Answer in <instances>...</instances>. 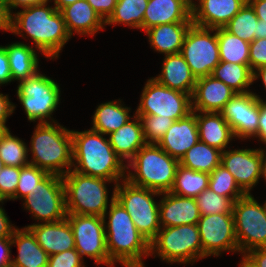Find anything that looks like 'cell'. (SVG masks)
Segmentation results:
<instances>
[{
	"label": "cell",
	"mask_w": 266,
	"mask_h": 267,
	"mask_svg": "<svg viewBox=\"0 0 266 267\" xmlns=\"http://www.w3.org/2000/svg\"><path fill=\"white\" fill-rule=\"evenodd\" d=\"M193 23H169L145 31L151 47L164 55L181 53L187 30Z\"/></svg>",
	"instance_id": "obj_29"
},
{
	"label": "cell",
	"mask_w": 266,
	"mask_h": 267,
	"mask_svg": "<svg viewBox=\"0 0 266 267\" xmlns=\"http://www.w3.org/2000/svg\"><path fill=\"white\" fill-rule=\"evenodd\" d=\"M26 143L13 136L9 128L0 139V157L4 166L24 167L29 164Z\"/></svg>",
	"instance_id": "obj_38"
},
{
	"label": "cell",
	"mask_w": 266,
	"mask_h": 267,
	"mask_svg": "<svg viewBox=\"0 0 266 267\" xmlns=\"http://www.w3.org/2000/svg\"><path fill=\"white\" fill-rule=\"evenodd\" d=\"M71 135L73 171L111 180L115 185L120 179H126L125 172L129 167L115 153L109 139L103 138L104 134L90 129L71 130Z\"/></svg>",
	"instance_id": "obj_3"
},
{
	"label": "cell",
	"mask_w": 266,
	"mask_h": 267,
	"mask_svg": "<svg viewBox=\"0 0 266 267\" xmlns=\"http://www.w3.org/2000/svg\"><path fill=\"white\" fill-rule=\"evenodd\" d=\"M220 61L249 65L250 43L228 32L224 27L217 28Z\"/></svg>",
	"instance_id": "obj_35"
},
{
	"label": "cell",
	"mask_w": 266,
	"mask_h": 267,
	"mask_svg": "<svg viewBox=\"0 0 266 267\" xmlns=\"http://www.w3.org/2000/svg\"><path fill=\"white\" fill-rule=\"evenodd\" d=\"M3 167H4V164H3L2 159L0 157V172H1V170H2Z\"/></svg>",
	"instance_id": "obj_62"
},
{
	"label": "cell",
	"mask_w": 266,
	"mask_h": 267,
	"mask_svg": "<svg viewBox=\"0 0 266 267\" xmlns=\"http://www.w3.org/2000/svg\"><path fill=\"white\" fill-rule=\"evenodd\" d=\"M257 18L254 9L247 2L225 25V29L249 43L257 39Z\"/></svg>",
	"instance_id": "obj_37"
},
{
	"label": "cell",
	"mask_w": 266,
	"mask_h": 267,
	"mask_svg": "<svg viewBox=\"0 0 266 267\" xmlns=\"http://www.w3.org/2000/svg\"><path fill=\"white\" fill-rule=\"evenodd\" d=\"M266 38V25L260 23V20L257 23V39Z\"/></svg>",
	"instance_id": "obj_59"
},
{
	"label": "cell",
	"mask_w": 266,
	"mask_h": 267,
	"mask_svg": "<svg viewBox=\"0 0 266 267\" xmlns=\"http://www.w3.org/2000/svg\"><path fill=\"white\" fill-rule=\"evenodd\" d=\"M77 1L78 0H54V7L56 8V10L61 11L66 6L71 5Z\"/></svg>",
	"instance_id": "obj_57"
},
{
	"label": "cell",
	"mask_w": 266,
	"mask_h": 267,
	"mask_svg": "<svg viewBox=\"0 0 266 267\" xmlns=\"http://www.w3.org/2000/svg\"><path fill=\"white\" fill-rule=\"evenodd\" d=\"M120 182L122 183L115 185V199L125 208L137 230L150 243L161 229L159 204L152 196L161 193L135 186L126 179Z\"/></svg>",
	"instance_id": "obj_7"
},
{
	"label": "cell",
	"mask_w": 266,
	"mask_h": 267,
	"mask_svg": "<svg viewBox=\"0 0 266 267\" xmlns=\"http://www.w3.org/2000/svg\"><path fill=\"white\" fill-rule=\"evenodd\" d=\"M240 267H251L249 264H247L243 259L240 263Z\"/></svg>",
	"instance_id": "obj_61"
},
{
	"label": "cell",
	"mask_w": 266,
	"mask_h": 267,
	"mask_svg": "<svg viewBox=\"0 0 266 267\" xmlns=\"http://www.w3.org/2000/svg\"><path fill=\"white\" fill-rule=\"evenodd\" d=\"M261 159V177L263 176L266 180V151L259 149Z\"/></svg>",
	"instance_id": "obj_58"
},
{
	"label": "cell",
	"mask_w": 266,
	"mask_h": 267,
	"mask_svg": "<svg viewBox=\"0 0 266 267\" xmlns=\"http://www.w3.org/2000/svg\"><path fill=\"white\" fill-rule=\"evenodd\" d=\"M148 0H118L105 25L123 24L143 30V17Z\"/></svg>",
	"instance_id": "obj_36"
},
{
	"label": "cell",
	"mask_w": 266,
	"mask_h": 267,
	"mask_svg": "<svg viewBox=\"0 0 266 267\" xmlns=\"http://www.w3.org/2000/svg\"><path fill=\"white\" fill-rule=\"evenodd\" d=\"M195 200L202 216L232 213L233 201L228 197L215 193L209 188L202 191Z\"/></svg>",
	"instance_id": "obj_40"
},
{
	"label": "cell",
	"mask_w": 266,
	"mask_h": 267,
	"mask_svg": "<svg viewBox=\"0 0 266 267\" xmlns=\"http://www.w3.org/2000/svg\"><path fill=\"white\" fill-rule=\"evenodd\" d=\"M12 244L18 247L17 258L11 261L13 267H47L49 255L37 243L32 231L26 226L15 228L11 237Z\"/></svg>",
	"instance_id": "obj_27"
},
{
	"label": "cell",
	"mask_w": 266,
	"mask_h": 267,
	"mask_svg": "<svg viewBox=\"0 0 266 267\" xmlns=\"http://www.w3.org/2000/svg\"><path fill=\"white\" fill-rule=\"evenodd\" d=\"M4 201H5L4 198L0 194V203H3Z\"/></svg>",
	"instance_id": "obj_63"
},
{
	"label": "cell",
	"mask_w": 266,
	"mask_h": 267,
	"mask_svg": "<svg viewBox=\"0 0 266 267\" xmlns=\"http://www.w3.org/2000/svg\"><path fill=\"white\" fill-rule=\"evenodd\" d=\"M237 93L212 75L197 78L192 100L193 112H220Z\"/></svg>",
	"instance_id": "obj_18"
},
{
	"label": "cell",
	"mask_w": 266,
	"mask_h": 267,
	"mask_svg": "<svg viewBox=\"0 0 266 267\" xmlns=\"http://www.w3.org/2000/svg\"><path fill=\"white\" fill-rule=\"evenodd\" d=\"M96 13L106 21L113 13L118 0H87Z\"/></svg>",
	"instance_id": "obj_46"
},
{
	"label": "cell",
	"mask_w": 266,
	"mask_h": 267,
	"mask_svg": "<svg viewBox=\"0 0 266 267\" xmlns=\"http://www.w3.org/2000/svg\"><path fill=\"white\" fill-rule=\"evenodd\" d=\"M249 65L252 72L266 66V38L256 39L250 43Z\"/></svg>",
	"instance_id": "obj_45"
},
{
	"label": "cell",
	"mask_w": 266,
	"mask_h": 267,
	"mask_svg": "<svg viewBox=\"0 0 266 267\" xmlns=\"http://www.w3.org/2000/svg\"><path fill=\"white\" fill-rule=\"evenodd\" d=\"M154 79L168 88L191 96L197 80L181 53L165 55L161 74Z\"/></svg>",
	"instance_id": "obj_25"
},
{
	"label": "cell",
	"mask_w": 266,
	"mask_h": 267,
	"mask_svg": "<svg viewBox=\"0 0 266 267\" xmlns=\"http://www.w3.org/2000/svg\"><path fill=\"white\" fill-rule=\"evenodd\" d=\"M155 252L167 263L187 264L202 259L198 225L161 227L156 237L150 242V256Z\"/></svg>",
	"instance_id": "obj_8"
},
{
	"label": "cell",
	"mask_w": 266,
	"mask_h": 267,
	"mask_svg": "<svg viewBox=\"0 0 266 267\" xmlns=\"http://www.w3.org/2000/svg\"><path fill=\"white\" fill-rule=\"evenodd\" d=\"M9 58L11 76L14 80H24L37 73L38 56L32 46L16 42L5 46Z\"/></svg>",
	"instance_id": "obj_30"
},
{
	"label": "cell",
	"mask_w": 266,
	"mask_h": 267,
	"mask_svg": "<svg viewBox=\"0 0 266 267\" xmlns=\"http://www.w3.org/2000/svg\"><path fill=\"white\" fill-rule=\"evenodd\" d=\"M208 188L219 195L230 198L233 202L246 195L238 186L233 175L222 164L209 174Z\"/></svg>",
	"instance_id": "obj_39"
},
{
	"label": "cell",
	"mask_w": 266,
	"mask_h": 267,
	"mask_svg": "<svg viewBox=\"0 0 266 267\" xmlns=\"http://www.w3.org/2000/svg\"><path fill=\"white\" fill-rule=\"evenodd\" d=\"M219 149L209 146L200 140L192 146L179 161V164L200 172L211 173L221 164Z\"/></svg>",
	"instance_id": "obj_33"
},
{
	"label": "cell",
	"mask_w": 266,
	"mask_h": 267,
	"mask_svg": "<svg viewBox=\"0 0 266 267\" xmlns=\"http://www.w3.org/2000/svg\"><path fill=\"white\" fill-rule=\"evenodd\" d=\"M17 97L29 121L51 123V118L60 101V87L51 78L39 71L33 76L19 81ZM45 119V120H44Z\"/></svg>",
	"instance_id": "obj_9"
},
{
	"label": "cell",
	"mask_w": 266,
	"mask_h": 267,
	"mask_svg": "<svg viewBox=\"0 0 266 267\" xmlns=\"http://www.w3.org/2000/svg\"><path fill=\"white\" fill-rule=\"evenodd\" d=\"M197 225L202 244V258L218 256L223 251L239 252L233 213L201 215Z\"/></svg>",
	"instance_id": "obj_15"
},
{
	"label": "cell",
	"mask_w": 266,
	"mask_h": 267,
	"mask_svg": "<svg viewBox=\"0 0 266 267\" xmlns=\"http://www.w3.org/2000/svg\"><path fill=\"white\" fill-rule=\"evenodd\" d=\"M196 121L199 140L222 152L235 137L230 125L220 112L196 113Z\"/></svg>",
	"instance_id": "obj_26"
},
{
	"label": "cell",
	"mask_w": 266,
	"mask_h": 267,
	"mask_svg": "<svg viewBox=\"0 0 266 267\" xmlns=\"http://www.w3.org/2000/svg\"><path fill=\"white\" fill-rule=\"evenodd\" d=\"M193 0H148L143 17V31L161 24L193 23Z\"/></svg>",
	"instance_id": "obj_20"
},
{
	"label": "cell",
	"mask_w": 266,
	"mask_h": 267,
	"mask_svg": "<svg viewBox=\"0 0 266 267\" xmlns=\"http://www.w3.org/2000/svg\"><path fill=\"white\" fill-rule=\"evenodd\" d=\"M10 32L23 37L26 32L35 48L51 59L59 57L63 46L71 38L61 11L47 6V3L23 8L12 14Z\"/></svg>",
	"instance_id": "obj_1"
},
{
	"label": "cell",
	"mask_w": 266,
	"mask_h": 267,
	"mask_svg": "<svg viewBox=\"0 0 266 267\" xmlns=\"http://www.w3.org/2000/svg\"><path fill=\"white\" fill-rule=\"evenodd\" d=\"M78 251L74 249L50 255L47 267H85Z\"/></svg>",
	"instance_id": "obj_44"
},
{
	"label": "cell",
	"mask_w": 266,
	"mask_h": 267,
	"mask_svg": "<svg viewBox=\"0 0 266 267\" xmlns=\"http://www.w3.org/2000/svg\"><path fill=\"white\" fill-rule=\"evenodd\" d=\"M247 0H199L192 3V22L203 28H222L239 12Z\"/></svg>",
	"instance_id": "obj_19"
},
{
	"label": "cell",
	"mask_w": 266,
	"mask_h": 267,
	"mask_svg": "<svg viewBox=\"0 0 266 267\" xmlns=\"http://www.w3.org/2000/svg\"><path fill=\"white\" fill-rule=\"evenodd\" d=\"M253 82L260 77L262 79V82L264 84V87L266 88V66L260 67L253 71Z\"/></svg>",
	"instance_id": "obj_56"
},
{
	"label": "cell",
	"mask_w": 266,
	"mask_h": 267,
	"mask_svg": "<svg viewBox=\"0 0 266 267\" xmlns=\"http://www.w3.org/2000/svg\"><path fill=\"white\" fill-rule=\"evenodd\" d=\"M20 168L4 166L0 172V194L4 200H15Z\"/></svg>",
	"instance_id": "obj_43"
},
{
	"label": "cell",
	"mask_w": 266,
	"mask_h": 267,
	"mask_svg": "<svg viewBox=\"0 0 266 267\" xmlns=\"http://www.w3.org/2000/svg\"><path fill=\"white\" fill-rule=\"evenodd\" d=\"M49 173L37 166L28 164L20 168L18 184L15 192V199L25 198L37 188V184L41 182Z\"/></svg>",
	"instance_id": "obj_42"
},
{
	"label": "cell",
	"mask_w": 266,
	"mask_h": 267,
	"mask_svg": "<svg viewBox=\"0 0 266 267\" xmlns=\"http://www.w3.org/2000/svg\"><path fill=\"white\" fill-rule=\"evenodd\" d=\"M11 238H2L0 239V267H9L11 266Z\"/></svg>",
	"instance_id": "obj_50"
},
{
	"label": "cell",
	"mask_w": 266,
	"mask_h": 267,
	"mask_svg": "<svg viewBox=\"0 0 266 267\" xmlns=\"http://www.w3.org/2000/svg\"><path fill=\"white\" fill-rule=\"evenodd\" d=\"M23 200L24 208L36 220L53 223L66 218L65 190L60 175L49 173Z\"/></svg>",
	"instance_id": "obj_13"
},
{
	"label": "cell",
	"mask_w": 266,
	"mask_h": 267,
	"mask_svg": "<svg viewBox=\"0 0 266 267\" xmlns=\"http://www.w3.org/2000/svg\"><path fill=\"white\" fill-rule=\"evenodd\" d=\"M75 240V249L83 256L94 259L95 264L114 267L106 248L105 220L96 215L67 214Z\"/></svg>",
	"instance_id": "obj_14"
},
{
	"label": "cell",
	"mask_w": 266,
	"mask_h": 267,
	"mask_svg": "<svg viewBox=\"0 0 266 267\" xmlns=\"http://www.w3.org/2000/svg\"><path fill=\"white\" fill-rule=\"evenodd\" d=\"M221 164L233 175L246 194H250L261 178L259 149L225 150L221 153Z\"/></svg>",
	"instance_id": "obj_17"
},
{
	"label": "cell",
	"mask_w": 266,
	"mask_h": 267,
	"mask_svg": "<svg viewBox=\"0 0 266 267\" xmlns=\"http://www.w3.org/2000/svg\"><path fill=\"white\" fill-rule=\"evenodd\" d=\"M139 116L143 126L144 139L147 144H158L163 135L171 127L173 119L157 115H136Z\"/></svg>",
	"instance_id": "obj_41"
},
{
	"label": "cell",
	"mask_w": 266,
	"mask_h": 267,
	"mask_svg": "<svg viewBox=\"0 0 266 267\" xmlns=\"http://www.w3.org/2000/svg\"><path fill=\"white\" fill-rule=\"evenodd\" d=\"M161 195L164 196L159 203L161 227L198 224L201 214L195 198L182 197L171 192Z\"/></svg>",
	"instance_id": "obj_22"
},
{
	"label": "cell",
	"mask_w": 266,
	"mask_h": 267,
	"mask_svg": "<svg viewBox=\"0 0 266 267\" xmlns=\"http://www.w3.org/2000/svg\"><path fill=\"white\" fill-rule=\"evenodd\" d=\"M0 29L11 31V15L7 11L4 0H0Z\"/></svg>",
	"instance_id": "obj_55"
},
{
	"label": "cell",
	"mask_w": 266,
	"mask_h": 267,
	"mask_svg": "<svg viewBox=\"0 0 266 267\" xmlns=\"http://www.w3.org/2000/svg\"><path fill=\"white\" fill-rule=\"evenodd\" d=\"M209 173L195 171L179 164L171 193L182 197L196 198L208 189Z\"/></svg>",
	"instance_id": "obj_34"
},
{
	"label": "cell",
	"mask_w": 266,
	"mask_h": 267,
	"mask_svg": "<svg viewBox=\"0 0 266 267\" xmlns=\"http://www.w3.org/2000/svg\"><path fill=\"white\" fill-rule=\"evenodd\" d=\"M129 111L130 108L124 107L120 99L101 103L93 115V127L91 129L109 135L130 120Z\"/></svg>",
	"instance_id": "obj_31"
},
{
	"label": "cell",
	"mask_w": 266,
	"mask_h": 267,
	"mask_svg": "<svg viewBox=\"0 0 266 267\" xmlns=\"http://www.w3.org/2000/svg\"><path fill=\"white\" fill-rule=\"evenodd\" d=\"M242 259L251 267H266V247L251 249Z\"/></svg>",
	"instance_id": "obj_47"
},
{
	"label": "cell",
	"mask_w": 266,
	"mask_h": 267,
	"mask_svg": "<svg viewBox=\"0 0 266 267\" xmlns=\"http://www.w3.org/2000/svg\"><path fill=\"white\" fill-rule=\"evenodd\" d=\"M16 227L10 224L4 209L0 207V239L11 238Z\"/></svg>",
	"instance_id": "obj_53"
},
{
	"label": "cell",
	"mask_w": 266,
	"mask_h": 267,
	"mask_svg": "<svg viewBox=\"0 0 266 267\" xmlns=\"http://www.w3.org/2000/svg\"><path fill=\"white\" fill-rule=\"evenodd\" d=\"M210 31L216 32L212 35ZM181 54L196 79L211 75L220 63L217 28H203L192 24L186 32Z\"/></svg>",
	"instance_id": "obj_12"
},
{
	"label": "cell",
	"mask_w": 266,
	"mask_h": 267,
	"mask_svg": "<svg viewBox=\"0 0 266 267\" xmlns=\"http://www.w3.org/2000/svg\"><path fill=\"white\" fill-rule=\"evenodd\" d=\"M220 113L230 125L235 137L247 139L257 133L259 99L255 93L236 94Z\"/></svg>",
	"instance_id": "obj_16"
},
{
	"label": "cell",
	"mask_w": 266,
	"mask_h": 267,
	"mask_svg": "<svg viewBox=\"0 0 266 267\" xmlns=\"http://www.w3.org/2000/svg\"><path fill=\"white\" fill-rule=\"evenodd\" d=\"M7 127L5 124L0 123V139L2 138V135L7 131Z\"/></svg>",
	"instance_id": "obj_60"
},
{
	"label": "cell",
	"mask_w": 266,
	"mask_h": 267,
	"mask_svg": "<svg viewBox=\"0 0 266 267\" xmlns=\"http://www.w3.org/2000/svg\"><path fill=\"white\" fill-rule=\"evenodd\" d=\"M235 235L240 253L266 247V208L246 194L233 202Z\"/></svg>",
	"instance_id": "obj_10"
},
{
	"label": "cell",
	"mask_w": 266,
	"mask_h": 267,
	"mask_svg": "<svg viewBox=\"0 0 266 267\" xmlns=\"http://www.w3.org/2000/svg\"><path fill=\"white\" fill-rule=\"evenodd\" d=\"M62 181L67 214L104 216L109 199L106 183L113 181L81 174L72 169L62 176Z\"/></svg>",
	"instance_id": "obj_6"
},
{
	"label": "cell",
	"mask_w": 266,
	"mask_h": 267,
	"mask_svg": "<svg viewBox=\"0 0 266 267\" xmlns=\"http://www.w3.org/2000/svg\"><path fill=\"white\" fill-rule=\"evenodd\" d=\"M215 79L224 82L237 94L249 93L246 90L253 83V72L250 65L229 63L220 61L214 68L212 74Z\"/></svg>",
	"instance_id": "obj_32"
},
{
	"label": "cell",
	"mask_w": 266,
	"mask_h": 267,
	"mask_svg": "<svg viewBox=\"0 0 266 267\" xmlns=\"http://www.w3.org/2000/svg\"><path fill=\"white\" fill-rule=\"evenodd\" d=\"M255 96L259 99V127L253 138L258 137L263 144H266V101L264 102L259 95L255 94Z\"/></svg>",
	"instance_id": "obj_49"
},
{
	"label": "cell",
	"mask_w": 266,
	"mask_h": 267,
	"mask_svg": "<svg viewBox=\"0 0 266 267\" xmlns=\"http://www.w3.org/2000/svg\"><path fill=\"white\" fill-rule=\"evenodd\" d=\"M13 81L5 46H0V86Z\"/></svg>",
	"instance_id": "obj_48"
},
{
	"label": "cell",
	"mask_w": 266,
	"mask_h": 267,
	"mask_svg": "<svg viewBox=\"0 0 266 267\" xmlns=\"http://www.w3.org/2000/svg\"><path fill=\"white\" fill-rule=\"evenodd\" d=\"M247 2L254 9L260 23L266 25V0H247Z\"/></svg>",
	"instance_id": "obj_54"
},
{
	"label": "cell",
	"mask_w": 266,
	"mask_h": 267,
	"mask_svg": "<svg viewBox=\"0 0 266 267\" xmlns=\"http://www.w3.org/2000/svg\"><path fill=\"white\" fill-rule=\"evenodd\" d=\"M15 105L9 101L8 95L0 93V123L6 124L7 118L13 113Z\"/></svg>",
	"instance_id": "obj_52"
},
{
	"label": "cell",
	"mask_w": 266,
	"mask_h": 267,
	"mask_svg": "<svg viewBox=\"0 0 266 267\" xmlns=\"http://www.w3.org/2000/svg\"><path fill=\"white\" fill-rule=\"evenodd\" d=\"M106 248L110 261L124 267H144L143 256L150 255V243L137 230L130 215L115 199V187L110 200L109 212L104 213Z\"/></svg>",
	"instance_id": "obj_2"
},
{
	"label": "cell",
	"mask_w": 266,
	"mask_h": 267,
	"mask_svg": "<svg viewBox=\"0 0 266 267\" xmlns=\"http://www.w3.org/2000/svg\"><path fill=\"white\" fill-rule=\"evenodd\" d=\"M133 119L109 134L110 145L115 153L128 162L146 144L140 117L134 115Z\"/></svg>",
	"instance_id": "obj_28"
},
{
	"label": "cell",
	"mask_w": 266,
	"mask_h": 267,
	"mask_svg": "<svg viewBox=\"0 0 266 267\" xmlns=\"http://www.w3.org/2000/svg\"><path fill=\"white\" fill-rule=\"evenodd\" d=\"M128 163L135 172L128 171L126 180L159 193L170 192L179 166V160L171 157L158 144L147 143Z\"/></svg>",
	"instance_id": "obj_5"
},
{
	"label": "cell",
	"mask_w": 266,
	"mask_h": 267,
	"mask_svg": "<svg viewBox=\"0 0 266 267\" xmlns=\"http://www.w3.org/2000/svg\"><path fill=\"white\" fill-rule=\"evenodd\" d=\"M27 228L49 256L75 248L73 232L67 218L53 223H34Z\"/></svg>",
	"instance_id": "obj_23"
},
{
	"label": "cell",
	"mask_w": 266,
	"mask_h": 267,
	"mask_svg": "<svg viewBox=\"0 0 266 267\" xmlns=\"http://www.w3.org/2000/svg\"><path fill=\"white\" fill-rule=\"evenodd\" d=\"M51 123H38L33 133L31 150L33 159L29 164L48 173L60 176L73 167L72 135L53 119ZM67 167V169H65Z\"/></svg>",
	"instance_id": "obj_4"
},
{
	"label": "cell",
	"mask_w": 266,
	"mask_h": 267,
	"mask_svg": "<svg viewBox=\"0 0 266 267\" xmlns=\"http://www.w3.org/2000/svg\"><path fill=\"white\" fill-rule=\"evenodd\" d=\"M199 141L196 112L174 121L158 145L171 157L181 160L185 153Z\"/></svg>",
	"instance_id": "obj_21"
},
{
	"label": "cell",
	"mask_w": 266,
	"mask_h": 267,
	"mask_svg": "<svg viewBox=\"0 0 266 267\" xmlns=\"http://www.w3.org/2000/svg\"><path fill=\"white\" fill-rule=\"evenodd\" d=\"M4 1L6 3L7 11L10 15L13 14L11 10L16 9L18 7H21L23 9L30 6L42 5L49 2V0H4Z\"/></svg>",
	"instance_id": "obj_51"
},
{
	"label": "cell",
	"mask_w": 266,
	"mask_h": 267,
	"mask_svg": "<svg viewBox=\"0 0 266 267\" xmlns=\"http://www.w3.org/2000/svg\"><path fill=\"white\" fill-rule=\"evenodd\" d=\"M135 115H157L174 121L192 113L191 95L168 88L154 78L145 84Z\"/></svg>",
	"instance_id": "obj_11"
},
{
	"label": "cell",
	"mask_w": 266,
	"mask_h": 267,
	"mask_svg": "<svg viewBox=\"0 0 266 267\" xmlns=\"http://www.w3.org/2000/svg\"><path fill=\"white\" fill-rule=\"evenodd\" d=\"M69 35H92L103 29L105 21L96 13L87 0L66 6L61 10Z\"/></svg>",
	"instance_id": "obj_24"
}]
</instances>
